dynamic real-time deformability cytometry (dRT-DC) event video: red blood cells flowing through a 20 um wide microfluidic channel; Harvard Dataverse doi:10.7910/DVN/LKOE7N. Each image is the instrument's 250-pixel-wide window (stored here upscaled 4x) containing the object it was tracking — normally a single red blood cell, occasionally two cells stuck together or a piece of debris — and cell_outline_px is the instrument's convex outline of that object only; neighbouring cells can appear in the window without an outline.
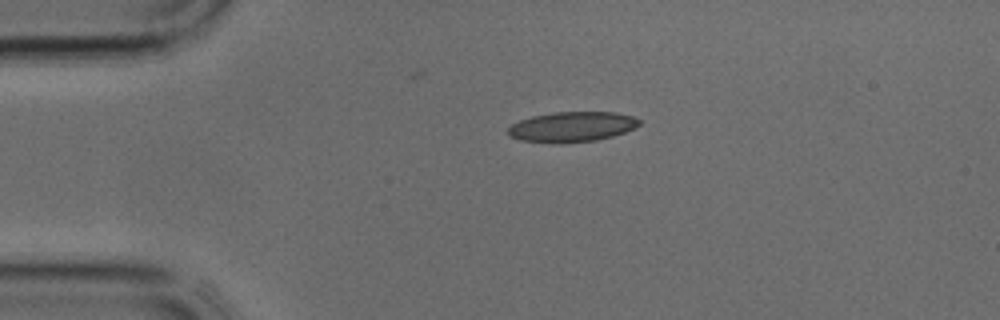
{"species": "common noctule bat (a hibernating species)", "species_latin": "Nyctalus noctula", "temperature_condition": "cold", "stored_images_in_passage": 7, "camera_frame_rate_fps": 3000, "um_per_image_px": 0.085, "animal": {"sex": "male", "body_mass_g": 17.9, "forearm_length_mm": 54.2}, "frame": {"image": 1, "passage_image": 1, "time_ms": 0.0, "image_size_px": [1000, 320], "cell_outline_px": [[640, 124], [624, 132], [612, 136], [596, 140], [520, 140], [508, 136], [508, 128], [512, 124], [520, 120], [532, 116], [556, 112], [616, 112], [632, 116], [640, 120]], "centroid_in_image_um": [48.64, 10.72], "position_along_channel_um": 36.4, "area_um2": 21.96}}
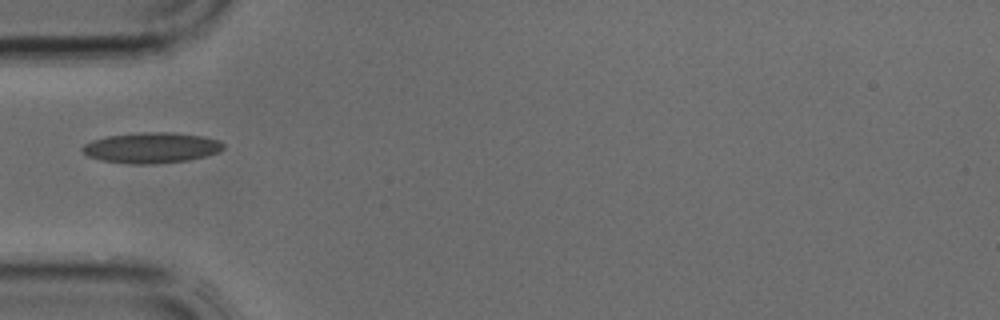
{"frame": {"image": 2, "passage_image": 5, "time_ms": 1.333, "image_size_px": [1000, 320], "cell_outline_px": [[224, 148], [220, 152], [188, 160], [148, 164], [132, 164], [100, 160], [88, 156], [80, 148], [84, 144], [92, 140], [108, 136], [140, 132], [172, 132], [204, 136], [220, 140], [224, 144]], "centroid_in_image_um": [12.89, 12.55], "position_along_channel_um": 72.1, "area_um2": 25.2}}